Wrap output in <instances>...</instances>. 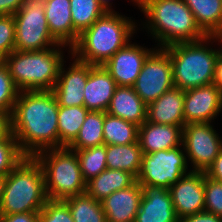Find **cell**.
<instances>
[{
	"mask_svg": "<svg viewBox=\"0 0 222 222\" xmlns=\"http://www.w3.org/2000/svg\"><path fill=\"white\" fill-rule=\"evenodd\" d=\"M58 109L52 90L19 91L11 114V133L26 157L59 148Z\"/></svg>",
	"mask_w": 222,
	"mask_h": 222,
	"instance_id": "cell-1",
	"label": "cell"
},
{
	"mask_svg": "<svg viewBox=\"0 0 222 222\" xmlns=\"http://www.w3.org/2000/svg\"><path fill=\"white\" fill-rule=\"evenodd\" d=\"M136 7L145 17V22L141 19L138 27L142 25L143 32L145 29L155 40V47L194 42L207 36L184 0H137Z\"/></svg>",
	"mask_w": 222,
	"mask_h": 222,
	"instance_id": "cell-2",
	"label": "cell"
},
{
	"mask_svg": "<svg viewBox=\"0 0 222 222\" xmlns=\"http://www.w3.org/2000/svg\"><path fill=\"white\" fill-rule=\"evenodd\" d=\"M137 26L135 19L118 11L106 12L80 34L71 55L84 63L103 65L131 41L140 30Z\"/></svg>",
	"mask_w": 222,
	"mask_h": 222,
	"instance_id": "cell-3",
	"label": "cell"
},
{
	"mask_svg": "<svg viewBox=\"0 0 222 222\" xmlns=\"http://www.w3.org/2000/svg\"><path fill=\"white\" fill-rule=\"evenodd\" d=\"M164 49L172 62L176 88L188 90L213 84L216 60L222 51L221 36H206L194 42L175 43Z\"/></svg>",
	"mask_w": 222,
	"mask_h": 222,
	"instance_id": "cell-4",
	"label": "cell"
},
{
	"mask_svg": "<svg viewBox=\"0 0 222 222\" xmlns=\"http://www.w3.org/2000/svg\"><path fill=\"white\" fill-rule=\"evenodd\" d=\"M68 49V50H67ZM65 50V51H64ZM71 49L59 44L41 51L14 50L6 58V65L19 91L53 90L64 62L65 52Z\"/></svg>",
	"mask_w": 222,
	"mask_h": 222,
	"instance_id": "cell-5",
	"label": "cell"
},
{
	"mask_svg": "<svg viewBox=\"0 0 222 222\" xmlns=\"http://www.w3.org/2000/svg\"><path fill=\"white\" fill-rule=\"evenodd\" d=\"M47 200L43 167L35 157H25L6 175L0 215L40 212Z\"/></svg>",
	"mask_w": 222,
	"mask_h": 222,
	"instance_id": "cell-6",
	"label": "cell"
},
{
	"mask_svg": "<svg viewBox=\"0 0 222 222\" xmlns=\"http://www.w3.org/2000/svg\"><path fill=\"white\" fill-rule=\"evenodd\" d=\"M35 158L43 167L47 199L63 201L86 193L87 183L74 150L68 147L48 149Z\"/></svg>",
	"mask_w": 222,
	"mask_h": 222,
	"instance_id": "cell-7",
	"label": "cell"
},
{
	"mask_svg": "<svg viewBox=\"0 0 222 222\" xmlns=\"http://www.w3.org/2000/svg\"><path fill=\"white\" fill-rule=\"evenodd\" d=\"M47 0H24L14 14L15 50L41 51L59 45L52 37L45 17Z\"/></svg>",
	"mask_w": 222,
	"mask_h": 222,
	"instance_id": "cell-8",
	"label": "cell"
},
{
	"mask_svg": "<svg viewBox=\"0 0 222 222\" xmlns=\"http://www.w3.org/2000/svg\"><path fill=\"white\" fill-rule=\"evenodd\" d=\"M191 170L183 145L170 150H160L142 155V163L136 181L140 185L169 189Z\"/></svg>",
	"mask_w": 222,
	"mask_h": 222,
	"instance_id": "cell-9",
	"label": "cell"
},
{
	"mask_svg": "<svg viewBox=\"0 0 222 222\" xmlns=\"http://www.w3.org/2000/svg\"><path fill=\"white\" fill-rule=\"evenodd\" d=\"M214 127L212 122L184 125L182 145L191 171L205 172L222 149V136Z\"/></svg>",
	"mask_w": 222,
	"mask_h": 222,
	"instance_id": "cell-10",
	"label": "cell"
},
{
	"mask_svg": "<svg viewBox=\"0 0 222 222\" xmlns=\"http://www.w3.org/2000/svg\"><path fill=\"white\" fill-rule=\"evenodd\" d=\"M132 87L147 105L175 87L172 62L164 48L156 47L148 55Z\"/></svg>",
	"mask_w": 222,
	"mask_h": 222,
	"instance_id": "cell-11",
	"label": "cell"
},
{
	"mask_svg": "<svg viewBox=\"0 0 222 222\" xmlns=\"http://www.w3.org/2000/svg\"><path fill=\"white\" fill-rule=\"evenodd\" d=\"M132 42H128L102 65L115 80L117 86L132 87L145 59L156 48H148L144 44L141 46Z\"/></svg>",
	"mask_w": 222,
	"mask_h": 222,
	"instance_id": "cell-12",
	"label": "cell"
},
{
	"mask_svg": "<svg viewBox=\"0 0 222 222\" xmlns=\"http://www.w3.org/2000/svg\"><path fill=\"white\" fill-rule=\"evenodd\" d=\"M69 67L64 61L59 70V76L53 87V93L59 106L72 107L84 105V88L89 75V64L77 60L71 54ZM73 59V60H72Z\"/></svg>",
	"mask_w": 222,
	"mask_h": 222,
	"instance_id": "cell-13",
	"label": "cell"
},
{
	"mask_svg": "<svg viewBox=\"0 0 222 222\" xmlns=\"http://www.w3.org/2000/svg\"><path fill=\"white\" fill-rule=\"evenodd\" d=\"M185 124L214 122L222 114V92L214 85L184 90Z\"/></svg>",
	"mask_w": 222,
	"mask_h": 222,
	"instance_id": "cell-14",
	"label": "cell"
},
{
	"mask_svg": "<svg viewBox=\"0 0 222 222\" xmlns=\"http://www.w3.org/2000/svg\"><path fill=\"white\" fill-rule=\"evenodd\" d=\"M205 172L190 171L169 188L174 210L179 220L205 211Z\"/></svg>",
	"mask_w": 222,
	"mask_h": 222,
	"instance_id": "cell-15",
	"label": "cell"
},
{
	"mask_svg": "<svg viewBox=\"0 0 222 222\" xmlns=\"http://www.w3.org/2000/svg\"><path fill=\"white\" fill-rule=\"evenodd\" d=\"M140 208L134 222H180L169 189L141 185Z\"/></svg>",
	"mask_w": 222,
	"mask_h": 222,
	"instance_id": "cell-16",
	"label": "cell"
},
{
	"mask_svg": "<svg viewBox=\"0 0 222 222\" xmlns=\"http://www.w3.org/2000/svg\"><path fill=\"white\" fill-rule=\"evenodd\" d=\"M117 85L102 65L89 64L84 88V107L89 111L106 112Z\"/></svg>",
	"mask_w": 222,
	"mask_h": 222,
	"instance_id": "cell-17",
	"label": "cell"
},
{
	"mask_svg": "<svg viewBox=\"0 0 222 222\" xmlns=\"http://www.w3.org/2000/svg\"><path fill=\"white\" fill-rule=\"evenodd\" d=\"M141 197L142 188L137 181L128 188L110 194L101 201L107 221L134 222L140 208Z\"/></svg>",
	"mask_w": 222,
	"mask_h": 222,
	"instance_id": "cell-18",
	"label": "cell"
},
{
	"mask_svg": "<svg viewBox=\"0 0 222 222\" xmlns=\"http://www.w3.org/2000/svg\"><path fill=\"white\" fill-rule=\"evenodd\" d=\"M183 127L150 123L146 120L138 128V142L142 153L170 150L182 145Z\"/></svg>",
	"mask_w": 222,
	"mask_h": 222,
	"instance_id": "cell-19",
	"label": "cell"
},
{
	"mask_svg": "<svg viewBox=\"0 0 222 222\" xmlns=\"http://www.w3.org/2000/svg\"><path fill=\"white\" fill-rule=\"evenodd\" d=\"M45 17L52 37L59 43L72 48L80 34L74 29L70 10V0H47Z\"/></svg>",
	"mask_w": 222,
	"mask_h": 222,
	"instance_id": "cell-20",
	"label": "cell"
},
{
	"mask_svg": "<svg viewBox=\"0 0 222 222\" xmlns=\"http://www.w3.org/2000/svg\"><path fill=\"white\" fill-rule=\"evenodd\" d=\"M184 90L172 88L147 105V121L156 124L184 126Z\"/></svg>",
	"mask_w": 222,
	"mask_h": 222,
	"instance_id": "cell-21",
	"label": "cell"
},
{
	"mask_svg": "<svg viewBox=\"0 0 222 222\" xmlns=\"http://www.w3.org/2000/svg\"><path fill=\"white\" fill-rule=\"evenodd\" d=\"M106 112L138 126L147 120V104L130 86L116 87Z\"/></svg>",
	"mask_w": 222,
	"mask_h": 222,
	"instance_id": "cell-22",
	"label": "cell"
},
{
	"mask_svg": "<svg viewBox=\"0 0 222 222\" xmlns=\"http://www.w3.org/2000/svg\"><path fill=\"white\" fill-rule=\"evenodd\" d=\"M136 178L129 172L106 169L87 182L86 193L101 202L115 191L130 187Z\"/></svg>",
	"mask_w": 222,
	"mask_h": 222,
	"instance_id": "cell-23",
	"label": "cell"
},
{
	"mask_svg": "<svg viewBox=\"0 0 222 222\" xmlns=\"http://www.w3.org/2000/svg\"><path fill=\"white\" fill-rule=\"evenodd\" d=\"M207 36L222 37V0H184Z\"/></svg>",
	"mask_w": 222,
	"mask_h": 222,
	"instance_id": "cell-24",
	"label": "cell"
},
{
	"mask_svg": "<svg viewBox=\"0 0 222 222\" xmlns=\"http://www.w3.org/2000/svg\"><path fill=\"white\" fill-rule=\"evenodd\" d=\"M142 155L139 142L127 145H106L107 168L129 172L135 178L141 168Z\"/></svg>",
	"mask_w": 222,
	"mask_h": 222,
	"instance_id": "cell-25",
	"label": "cell"
},
{
	"mask_svg": "<svg viewBox=\"0 0 222 222\" xmlns=\"http://www.w3.org/2000/svg\"><path fill=\"white\" fill-rule=\"evenodd\" d=\"M88 112L84 106H59L57 116L59 148L68 147L75 140Z\"/></svg>",
	"mask_w": 222,
	"mask_h": 222,
	"instance_id": "cell-26",
	"label": "cell"
},
{
	"mask_svg": "<svg viewBox=\"0 0 222 222\" xmlns=\"http://www.w3.org/2000/svg\"><path fill=\"white\" fill-rule=\"evenodd\" d=\"M139 126L104 112V145H127L138 142Z\"/></svg>",
	"mask_w": 222,
	"mask_h": 222,
	"instance_id": "cell-27",
	"label": "cell"
},
{
	"mask_svg": "<svg viewBox=\"0 0 222 222\" xmlns=\"http://www.w3.org/2000/svg\"><path fill=\"white\" fill-rule=\"evenodd\" d=\"M104 112L89 111L75 140L68 146L71 150H81L104 145Z\"/></svg>",
	"mask_w": 222,
	"mask_h": 222,
	"instance_id": "cell-28",
	"label": "cell"
},
{
	"mask_svg": "<svg viewBox=\"0 0 222 222\" xmlns=\"http://www.w3.org/2000/svg\"><path fill=\"white\" fill-rule=\"evenodd\" d=\"M63 201L67 204L74 222H107L101 202L87 193Z\"/></svg>",
	"mask_w": 222,
	"mask_h": 222,
	"instance_id": "cell-29",
	"label": "cell"
},
{
	"mask_svg": "<svg viewBox=\"0 0 222 222\" xmlns=\"http://www.w3.org/2000/svg\"><path fill=\"white\" fill-rule=\"evenodd\" d=\"M70 10L74 29L79 34L106 13L98 0H70Z\"/></svg>",
	"mask_w": 222,
	"mask_h": 222,
	"instance_id": "cell-30",
	"label": "cell"
},
{
	"mask_svg": "<svg viewBox=\"0 0 222 222\" xmlns=\"http://www.w3.org/2000/svg\"><path fill=\"white\" fill-rule=\"evenodd\" d=\"M86 183L107 169L106 145L74 150Z\"/></svg>",
	"mask_w": 222,
	"mask_h": 222,
	"instance_id": "cell-31",
	"label": "cell"
},
{
	"mask_svg": "<svg viewBox=\"0 0 222 222\" xmlns=\"http://www.w3.org/2000/svg\"><path fill=\"white\" fill-rule=\"evenodd\" d=\"M25 157L12 133L0 140V175L10 173Z\"/></svg>",
	"mask_w": 222,
	"mask_h": 222,
	"instance_id": "cell-32",
	"label": "cell"
},
{
	"mask_svg": "<svg viewBox=\"0 0 222 222\" xmlns=\"http://www.w3.org/2000/svg\"><path fill=\"white\" fill-rule=\"evenodd\" d=\"M19 90L15 86L6 64L0 65V111L13 112Z\"/></svg>",
	"mask_w": 222,
	"mask_h": 222,
	"instance_id": "cell-33",
	"label": "cell"
},
{
	"mask_svg": "<svg viewBox=\"0 0 222 222\" xmlns=\"http://www.w3.org/2000/svg\"><path fill=\"white\" fill-rule=\"evenodd\" d=\"M39 222H74V220L64 201L48 199L39 212Z\"/></svg>",
	"mask_w": 222,
	"mask_h": 222,
	"instance_id": "cell-34",
	"label": "cell"
},
{
	"mask_svg": "<svg viewBox=\"0 0 222 222\" xmlns=\"http://www.w3.org/2000/svg\"><path fill=\"white\" fill-rule=\"evenodd\" d=\"M205 211L222 217V182L204 177Z\"/></svg>",
	"mask_w": 222,
	"mask_h": 222,
	"instance_id": "cell-35",
	"label": "cell"
},
{
	"mask_svg": "<svg viewBox=\"0 0 222 222\" xmlns=\"http://www.w3.org/2000/svg\"><path fill=\"white\" fill-rule=\"evenodd\" d=\"M0 49L6 55L15 50L14 15H0Z\"/></svg>",
	"mask_w": 222,
	"mask_h": 222,
	"instance_id": "cell-36",
	"label": "cell"
},
{
	"mask_svg": "<svg viewBox=\"0 0 222 222\" xmlns=\"http://www.w3.org/2000/svg\"><path fill=\"white\" fill-rule=\"evenodd\" d=\"M0 222H39V212L0 215Z\"/></svg>",
	"mask_w": 222,
	"mask_h": 222,
	"instance_id": "cell-37",
	"label": "cell"
},
{
	"mask_svg": "<svg viewBox=\"0 0 222 222\" xmlns=\"http://www.w3.org/2000/svg\"><path fill=\"white\" fill-rule=\"evenodd\" d=\"M180 222H222V217L207 211H202L185 216L180 220Z\"/></svg>",
	"mask_w": 222,
	"mask_h": 222,
	"instance_id": "cell-38",
	"label": "cell"
},
{
	"mask_svg": "<svg viewBox=\"0 0 222 222\" xmlns=\"http://www.w3.org/2000/svg\"><path fill=\"white\" fill-rule=\"evenodd\" d=\"M205 175L213 180L222 182V149L213 163L205 171Z\"/></svg>",
	"mask_w": 222,
	"mask_h": 222,
	"instance_id": "cell-39",
	"label": "cell"
},
{
	"mask_svg": "<svg viewBox=\"0 0 222 222\" xmlns=\"http://www.w3.org/2000/svg\"><path fill=\"white\" fill-rule=\"evenodd\" d=\"M24 0H0V15H14Z\"/></svg>",
	"mask_w": 222,
	"mask_h": 222,
	"instance_id": "cell-40",
	"label": "cell"
},
{
	"mask_svg": "<svg viewBox=\"0 0 222 222\" xmlns=\"http://www.w3.org/2000/svg\"><path fill=\"white\" fill-rule=\"evenodd\" d=\"M11 134V115L8 112L0 111V140Z\"/></svg>",
	"mask_w": 222,
	"mask_h": 222,
	"instance_id": "cell-41",
	"label": "cell"
},
{
	"mask_svg": "<svg viewBox=\"0 0 222 222\" xmlns=\"http://www.w3.org/2000/svg\"><path fill=\"white\" fill-rule=\"evenodd\" d=\"M213 84L222 92V51L216 60Z\"/></svg>",
	"mask_w": 222,
	"mask_h": 222,
	"instance_id": "cell-42",
	"label": "cell"
},
{
	"mask_svg": "<svg viewBox=\"0 0 222 222\" xmlns=\"http://www.w3.org/2000/svg\"><path fill=\"white\" fill-rule=\"evenodd\" d=\"M100 5L105 9L106 12H115L113 9V2L115 0H98ZM133 3L134 6H137V0H130V3Z\"/></svg>",
	"mask_w": 222,
	"mask_h": 222,
	"instance_id": "cell-43",
	"label": "cell"
},
{
	"mask_svg": "<svg viewBox=\"0 0 222 222\" xmlns=\"http://www.w3.org/2000/svg\"><path fill=\"white\" fill-rule=\"evenodd\" d=\"M6 180V175H0V203L2 200V194H3V185L5 183Z\"/></svg>",
	"mask_w": 222,
	"mask_h": 222,
	"instance_id": "cell-44",
	"label": "cell"
},
{
	"mask_svg": "<svg viewBox=\"0 0 222 222\" xmlns=\"http://www.w3.org/2000/svg\"><path fill=\"white\" fill-rule=\"evenodd\" d=\"M7 55L0 49V65L6 64Z\"/></svg>",
	"mask_w": 222,
	"mask_h": 222,
	"instance_id": "cell-45",
	"label": "cell"
}]
</instances>
